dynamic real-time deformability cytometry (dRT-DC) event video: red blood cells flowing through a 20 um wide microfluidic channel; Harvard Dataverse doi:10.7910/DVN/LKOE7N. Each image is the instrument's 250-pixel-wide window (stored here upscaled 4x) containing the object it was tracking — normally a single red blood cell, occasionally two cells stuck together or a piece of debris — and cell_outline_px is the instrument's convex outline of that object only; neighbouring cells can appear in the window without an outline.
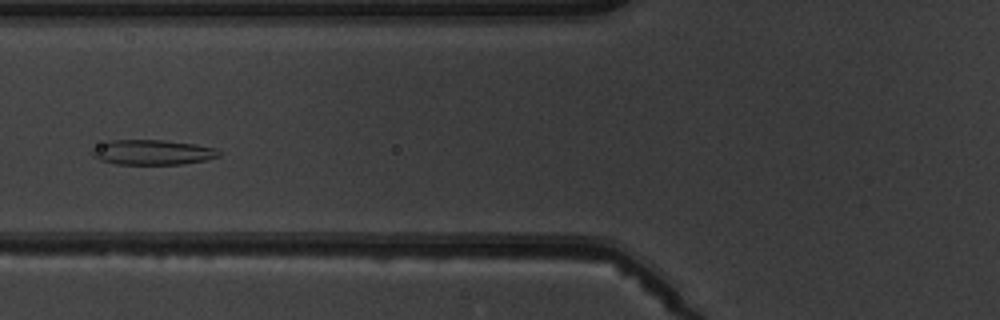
{"species": "common noctule bat (a hibernating species)", "species_latin": "Nyctalus noctula", "temperature_condition": "warm", "stored_images_in_passage": 5, "camera_frame_rate_fps": 3000, "um_per_image_px": 0.085, "animal": {"sex": "male", "body_mass_g": 19.5, "forearm_length_mm": 54.6}, "frame": {"image": 1, "passage_image": 5, "time_ms": 4.667, "image_size_px": [1000, 320], "cell_outline_px": [[224, 152], [220, 156], [204, 160], [180, 164], [116, 164], [100, 160], [92, 156], [92, 148], [108, 140], [164, 140], [196, 144], [212, 148]], "centroid_in_image_um": [12.95, 12.94], "position_along_channel_um": 112.9, "area_um2": 18.5}}